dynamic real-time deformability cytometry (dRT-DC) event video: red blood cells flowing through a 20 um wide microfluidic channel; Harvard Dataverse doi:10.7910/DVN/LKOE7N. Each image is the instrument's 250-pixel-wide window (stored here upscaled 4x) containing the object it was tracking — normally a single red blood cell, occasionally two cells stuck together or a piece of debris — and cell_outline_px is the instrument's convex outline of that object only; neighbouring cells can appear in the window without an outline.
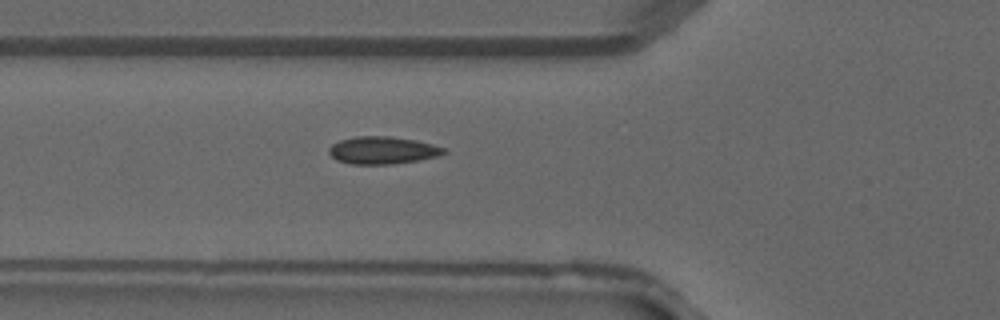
{"species": "common noctule bat (a hibernating species)", "species_latin": "Nyctalus noctula", "temperature_condition": "warm", "stored_images_in_passage": 27, "camera_frame_rate_fps": 3000, "um_per_image_px": 0.085, "animal": {"sex": "male", "forearm_length_mm": 52.5}, "frame": {"image": 1, "passage_image": 4, "time_ms": 1.0, "image_size_px": [1000, 320], "cell_outline_px": [[448, 152], [440, 156], [420, 160], [392, 164], [352, 164], [336, 160], [328, 152], [328, 148], [332, 144], [340, 140], [356, 136], [388, 136], [416, 140], [432, 144], [444, 148]], "centroid_in_image_um": [32.53, 12.77], "position_along_channel_um": 93.3, "area_um2": 18.5}}
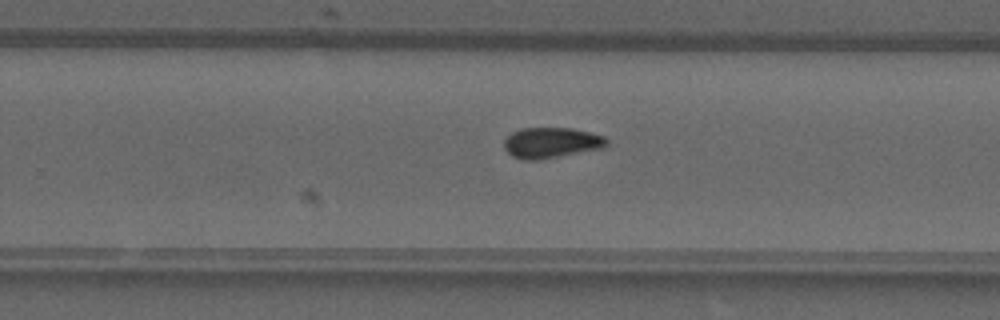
{"frame": {"image": 2, "passage_image": 15, "time_ms": 4.667, "image_size_px": [1000, 320], "cell_outline_px": [[608, 144], [604, 148], [536, 160], [524, 160], [512, 156], [504, 148], [504, 140], [512, 132], [520, 128], [572, 128], [604, 136], [608, 140]], "centroid_in_image_um": [46.85, 12.13], "position_along_channel_um": 282.9, "area_um2": 18.26}}
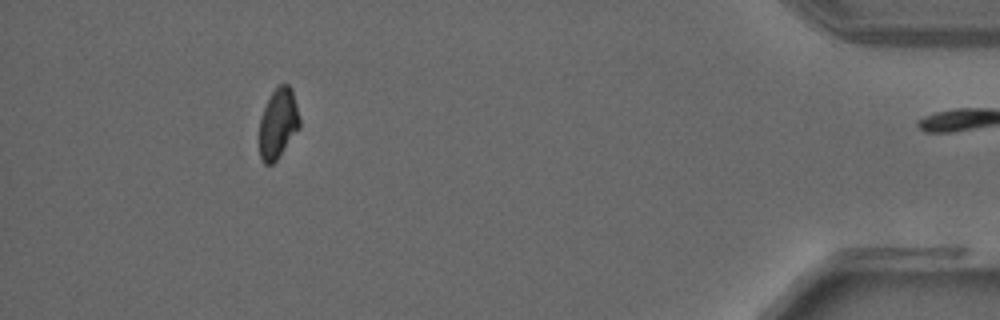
{"frame": {"image": 3, "passage_image": 26, "time_ms": 8.333, "image_size_px": [1000, 320], "cell_outline_px": [[300, 128], [280, 156], [272, 164], [264, 164], [260, 156], [260, 120], [264, 108], [272, 92], [280, 84], [288, 84], [292, 88], [300, 120]], "centroid_in_image_um": [23.66, 10.5], "position_along_channel_um": 411.5, "area_um2": 16.36}}